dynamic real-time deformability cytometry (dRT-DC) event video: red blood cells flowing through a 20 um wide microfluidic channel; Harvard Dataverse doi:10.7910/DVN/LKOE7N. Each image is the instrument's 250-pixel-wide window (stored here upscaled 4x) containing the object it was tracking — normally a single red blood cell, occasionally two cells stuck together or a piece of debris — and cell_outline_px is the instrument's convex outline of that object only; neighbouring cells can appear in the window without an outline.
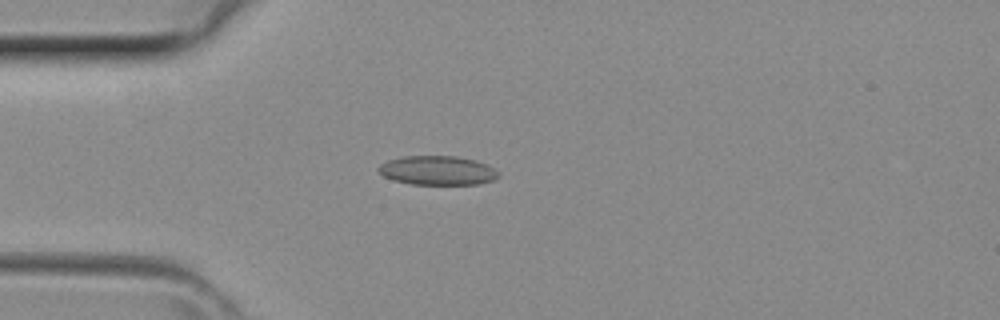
{"species": "common noctule bat (a hibernating species)", "species_latin": "Nyctalus noctula", "temperature_condition": "room temperature", "stored_images_in_passage": 40, "camera_frame_rate_fps": 3000, "um_per_image_px": 0.085, "animal": {"sex": "female", "body_mass_g": 29.2, "forearm_length_mm": 56.3}, "frame": {"image": 1, "passage_image": 10, "time_ms": 3.0, "image_size_px": [1000, 320], "cell_outline_px": [[500, 176], [492, 180], [480, 184], [412, 184], [392, 180], [384, 176], [376, 168], [380, 164], [388, 160], [400, 156], [456, 156], [476, 160], [492, 168]], "centroid_in_image_um": [37.14, 14.48], "position_along_channel_um": 47.9, "area_um2": 20.29}}
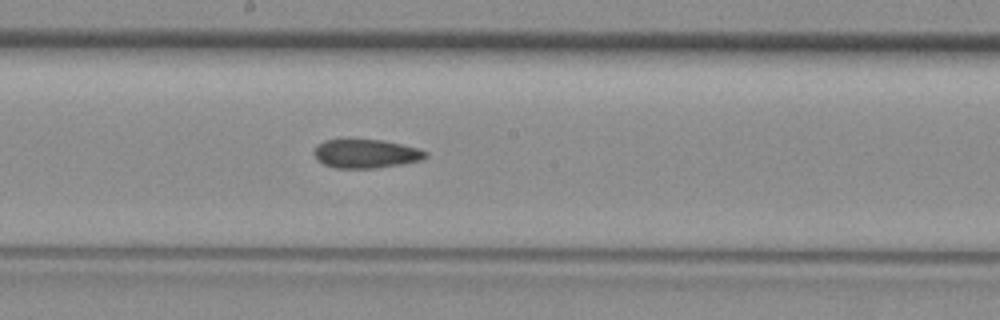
{"frame": {"image": 2, "passage_image": 21, "time_ms": 6.667, "image_size_px": [1000, 320], "cell_outline_px": [[428, 156], [424, 160], [376, 168], [336, 168], [324, 164], [312, 152], [316, 144], [324, 140], [348, 136], [384, 140], [420, 148], [428, 152]], "centroid_in_image_um": [31.09, 13.0], "position_along_channel_um": 217.1, "area_um2": 19.65}}
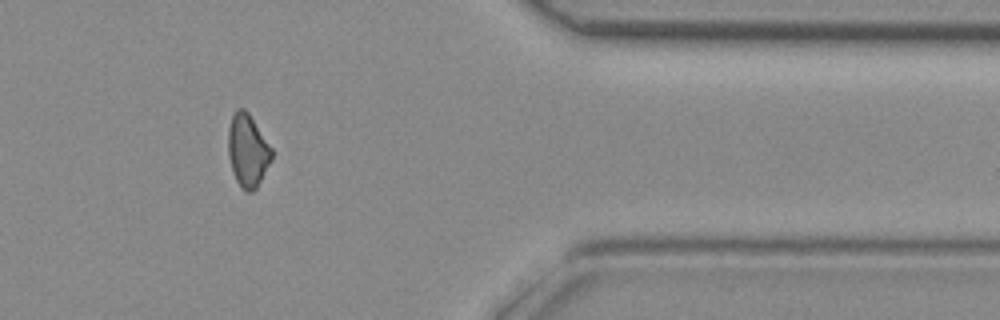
{"frame": {"image": 3, "passage_image": 33, "time_ms": 10.667, "image_size_px": [1000, 320], "cell_outline_px": [[272, 160], [256, 188], [252, 192], [244, 192], [240, 188], [232, 172], [228, 156], [228, 128], [232, 116], [236, 108], [244, 108], [248, 112], [272, 148]], "centroid_in_image_um": [21.04, 12.81], "position_along_channel_um": 390.4, "area_um2": 18.61}}